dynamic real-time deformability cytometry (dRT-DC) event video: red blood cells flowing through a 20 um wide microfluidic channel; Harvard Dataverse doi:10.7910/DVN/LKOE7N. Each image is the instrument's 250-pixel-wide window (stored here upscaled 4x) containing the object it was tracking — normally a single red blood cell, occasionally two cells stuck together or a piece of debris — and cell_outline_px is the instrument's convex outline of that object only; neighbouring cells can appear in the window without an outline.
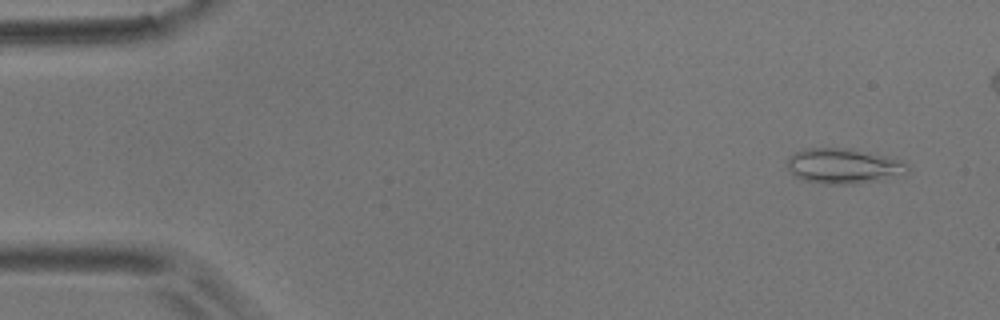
{"species": "common noctule bat (a hibernating species)", "species_latin": "Nyctalus noctula", "temperature_condition": "room temperature", "stored_images_in_passage": 7, "camera_frame_rate_fps": 3000, "um_per_image_px": 0.085, "animal": {"sex": "male", "body_mass_g": 17.9}, "frame": {"image": 1, "passage_image": 1, "time_ms": 0.0, "image_size_px": [1000, 320], "cell_outline_px": [[908, 172], [904, 176], [880, 180], [852, 184], [824, 184], [804, 180], [796, 176], [788, 168], [788, 156], [796, 152], [808, 148], [852, 148], [900, 160], [908, 164]], "centroid_in_image_um": [71.74, 14.12], "position_along_channel_um": 13.3, "area_um2": 24.74}}
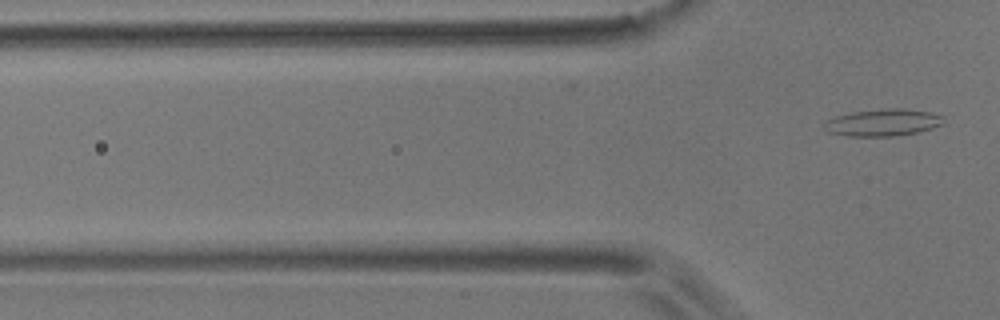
{"frame": {"image": 2, "passage_image": 7, "time_ms": 7.0, "image_size_px": [1000, 320], "cell_outline_px": [[944, 124], [932, 128], [916, 132], [896, 136], [848, 136], [828, 132], [824, 128], [824, 120], [836, 116], [852, 112], [892, 108], [904, 108], [932, 112], [944, 116]], "centroid_in_image_um": [75.07, 10.41], "position_along_channel_um": 50.7, "area_um2": 18.9}}